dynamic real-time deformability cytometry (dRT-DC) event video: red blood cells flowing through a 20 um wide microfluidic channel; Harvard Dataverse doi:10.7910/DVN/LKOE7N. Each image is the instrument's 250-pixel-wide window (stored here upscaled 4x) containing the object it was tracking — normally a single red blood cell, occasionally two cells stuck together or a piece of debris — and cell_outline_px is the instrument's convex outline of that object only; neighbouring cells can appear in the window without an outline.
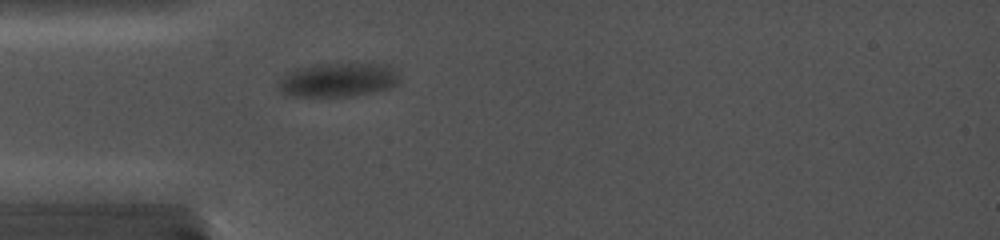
{"species": "common noctule bat (a hibernating species)", "species_latin": "Nyctalus noctula", "temperature_condition": "cold", "stored_images_in_passage": 63, "camera_frame_rate_fps": 5000, "um_per_image_px": 0.085, "animal": {"sex": "female", "body_mass_g": 19.0, "forearm_length_mm": 56.7}, "frame": {"image": 1, "passage_image": 1, "time_ms": 0.0, "image_size_px": [1000, 240], "cell_outline_px": [[396, 84], [384, 88], [356, 96], [292, 96], [284, 92], [280, 88], [280, 84], [288, 76], [300, 68], [316, 64], [368, 64], [384, 68], [392, 76]], "centroid_in_image_um": [28.62, 6.83], "position_along_channel_um": 56.4, "area_um2": 21.85}}
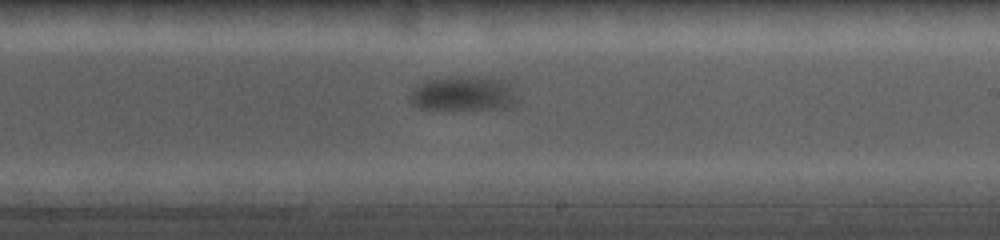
{"frame": {"image": 2, "passage_image": 29, "time_ms": 5.6, "image_size_px": [1000, 240], "cell_outline_px": [[512, 100], [496, 108], [420, 108], [412, 100], [412, 96], [420, 84], [424, 80], [448, 76], [488, 76], [496, 80]], "centroid_in_image_um": [39.14, 7.9], "position_along_channel_um": 249.9, "area_um2": 19.36}}
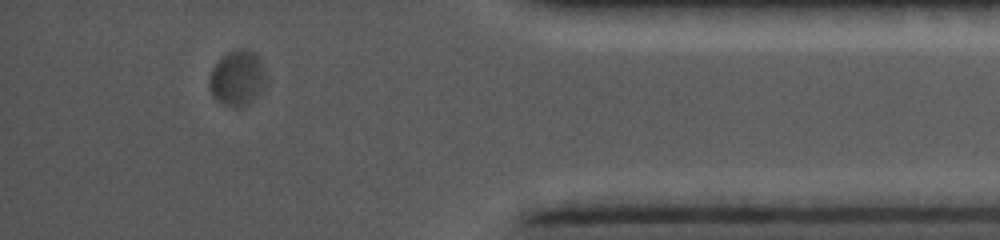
{"frame": {"image": 3, "passage_image": 55, "time_ms": 10.8, "image_size_px": [1000, 240], "cell_outline_px": [[256, 84], [248, 100], [240, 108], [224, 104], [212, 92], [212, 68], [228, 52], [240, 48], [248, 48], [256, 52]], "centroid_in_image_um": [19.98, 6.55], "position_along_channel_um": 415.2, "area_um2": 15.14}}